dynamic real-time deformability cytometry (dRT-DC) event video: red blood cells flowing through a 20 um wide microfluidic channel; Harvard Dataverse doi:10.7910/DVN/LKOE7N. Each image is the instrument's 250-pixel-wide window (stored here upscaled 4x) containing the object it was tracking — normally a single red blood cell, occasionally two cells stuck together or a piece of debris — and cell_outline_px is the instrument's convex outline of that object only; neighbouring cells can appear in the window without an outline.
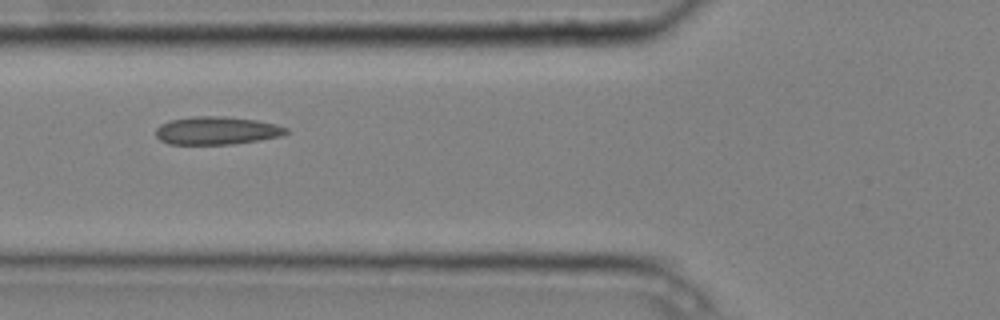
{"species": "common noctule bat (a hibernating species)", "species_latin": "Nyctalus noctula", "temperature_condition": "cold", "stored_images_in_passage": 4, "camera_frame_rate_fps": 3000, "um_per_image_px": 0.085, "animal": {"sex": "male", "body_mass_g": 20.4}, "frame": {"image": 1, "passage_image": 2, "time_ms": 0.333, "image_size_px": [1000, 320], "cell_outline_px": [[292, 132], [284, 136], [260, 140], [232, 144], [168, 144], [160, 140], [156, 136], [156, 128], [160, 124], [168, 120], [196, 116], [220, 116], [256, 120], [276, 124], [288, 128]], "centroid_in_image_um": [18.46, 11.1], "position_along_channel_um": 107.3, "area_um2": 21.5}}
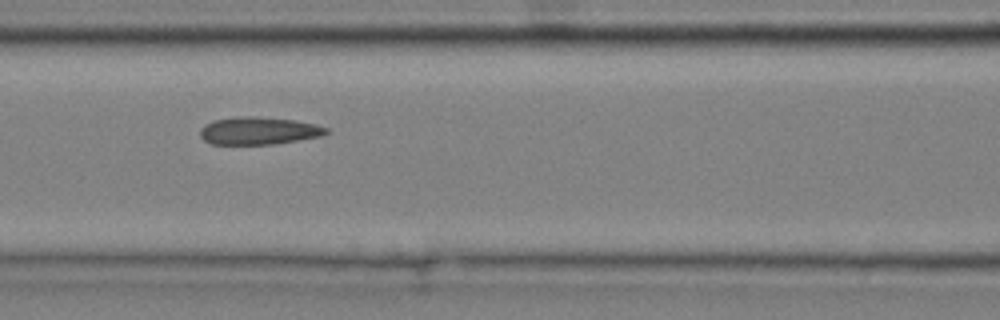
{"frame": {"image": 2, "passage_image": 3, "time_ms": 0.667, "image_size_px": [1000, 320], "cell_outline_px": [[328, 132], [324, 136], [272, 144], [212, 144], [204, 140], [200, 136], [200, 128], [204, 124], [212, 120], [236, 116], [256, 116], [296, 120], [316, 124], [328, 128]], "centroid_in_image_um": [21.98, 11.1], "position_along_channel_um": 144.6, "area_um2": 20.52}}
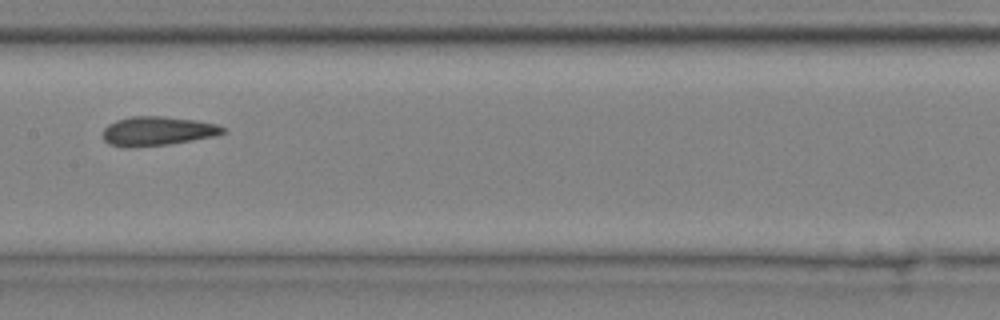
{"frame": {"image": 3, "passage_image": 4, "time_ms": 1.0, "image_size_px": [1000, 320], "cell_outline_px": [[228, 132], [216, 136], [168, 144], [128, 148], [124, 148], [108, 144], [104, 140], [104, 128], [108, 124], [116, 120], [132, 116], [164, 116], [196, 120], [216, 124], [228, 128]], "centroid_in_image_um": [13.41, 11.14], "position_along_channel_um": 194.0, "area_um2": 20.63}}